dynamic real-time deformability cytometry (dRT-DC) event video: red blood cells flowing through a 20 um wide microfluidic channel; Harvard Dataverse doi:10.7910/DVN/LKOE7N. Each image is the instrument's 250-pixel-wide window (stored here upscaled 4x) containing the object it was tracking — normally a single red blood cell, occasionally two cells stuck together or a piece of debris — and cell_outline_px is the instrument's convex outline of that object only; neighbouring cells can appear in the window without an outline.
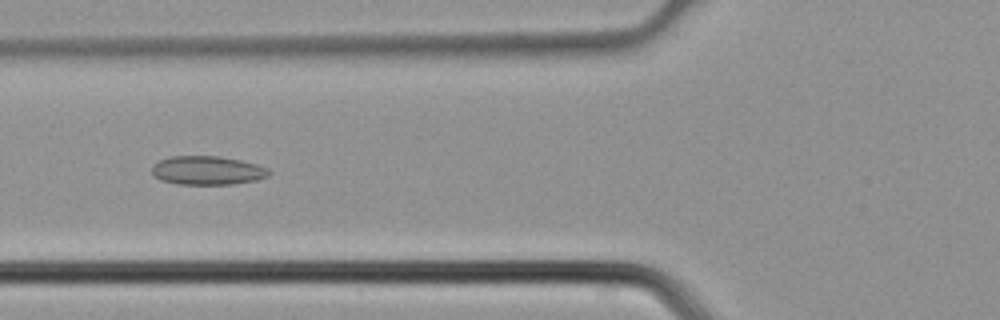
{"species": "common noctule bat (a hibernating species)", "species_latin": "Nyctalus noctula", "temperature_condition": "cold", "stored_images_in_passage": 5, "camera_frame_rate_fps": 3000, "um_per_image_px": 0.085, "animal": {"sex": "male", "body_mass_g": 21.5, "forearm_length_mm": 52.0}, "frame": {"image": 1, "passage_image": 5, "time_ms": 1.333, "image_size_px": [1000, 320], "cell_outline_px": [[272, 172], [268, 176], [256, 180], [232, 184], [180, 184], [160, 180], [152, 172], [152, 168], [160, 160], [172, 156], [216, 156], [240, 160], [256, 164], [268, 168]], "centroid_in_image_um": [17.66, 14.49], "position_along_channel_um": 108.1, "area_um2": 19.42}}